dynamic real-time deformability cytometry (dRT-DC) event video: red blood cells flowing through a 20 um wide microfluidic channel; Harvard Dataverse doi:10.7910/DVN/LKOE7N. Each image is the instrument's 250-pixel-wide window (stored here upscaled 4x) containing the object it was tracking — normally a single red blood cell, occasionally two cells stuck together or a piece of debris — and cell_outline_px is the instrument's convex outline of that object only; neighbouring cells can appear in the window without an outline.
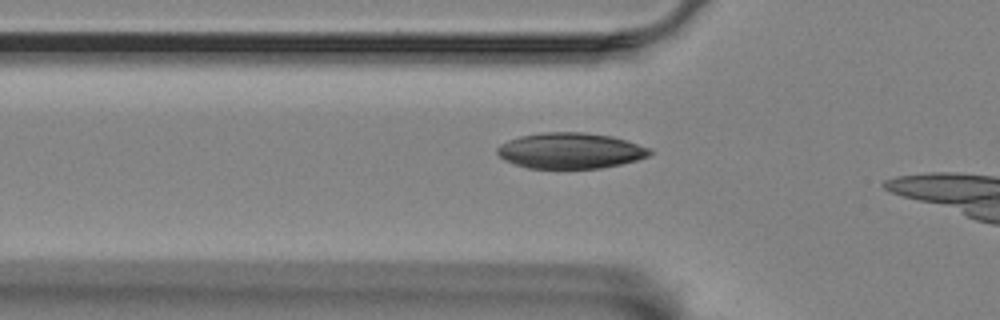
{"species": "Egyptian fruit bat (a non-hibernating species)", "species_latin": "Rousettus aegyptiacus", "temperature_condition": "room temperature", "stored_images_in_passage": 12, "camera_frame_rate_fps": 3000, "um_per_image_px": 0.085, "animal": {"sex": "female"}, "frame": {"image": 1, "passage_image": 6, "time_ms": 1.667, "image_size_px": [1000, 320], "cell_outline_px": [[652, 152], [648, 156], [636, 160], [620, 164], [600, 168], [528, 168], [504, 160], [496, 152], [496, 148], [500, 144], [508, 140], [520, 136], [544, 132], [584, 132], [612, 136], [652, 148]], "centroid_in_image_um": [48.48, 12.8], "position_along_channel_um": 77.3, "area_um2": 31.79}}
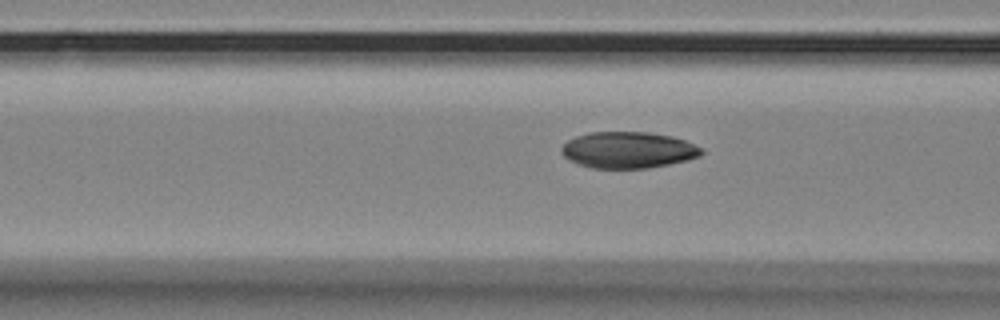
{"frame": {"image": 2, "passage_image": 9, "time_ms": 2.667, "image_size_px": [1000, 320], "cell_outline_px": [[704, 152], [700, 156], [688, 160], [648, 168], [592, 168], [576, 164], [568, 160], [560, 152], [560, 148], [568, 140], [576, 136], [588, 132], [648, 132], [672, 136], [684, 140], [704, 148]], "centroid_in_image_um": [53.38, 12.75], "position_along_channel_um": 113.2, "area_um2": 29.94}}